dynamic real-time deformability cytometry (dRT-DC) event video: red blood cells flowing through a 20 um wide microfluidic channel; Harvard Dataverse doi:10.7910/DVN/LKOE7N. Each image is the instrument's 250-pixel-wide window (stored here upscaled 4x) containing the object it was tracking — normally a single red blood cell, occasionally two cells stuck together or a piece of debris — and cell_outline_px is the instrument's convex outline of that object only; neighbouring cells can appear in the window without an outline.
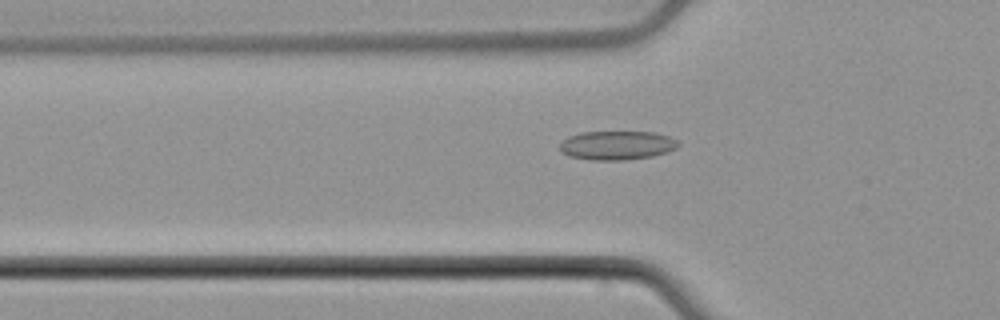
{"species": "common noctule bat (a hibernating species)", "species_latin": "Nyctalus noctula", "temperature_condition": "cold", "stored_images_in_passage": 54, "camera_frame_rate_fps": 3000, "um_per_image_px": 0.085, "animal": {"sex": "male", "body_mass_g": 21.5, "forearm_length_mm": 52.0}, "frame": {"image": 1, "passage_image": 18, "time_ms": 5.667, "image_size_px": [1000, 320], "cell_outline_px": [[680, 144], [676, 148], [668, 152], [652, 156], [624, 160], [592, 160], [568, 156], [560, 152], [560, 144], [568, 136], [580, 132], [656, 132], [668, 136], [676, 140]], "centroid_in_image_um": [52.43, 12.35], "position_along_channel_um": 73.4, "area_um2": 20.06}}
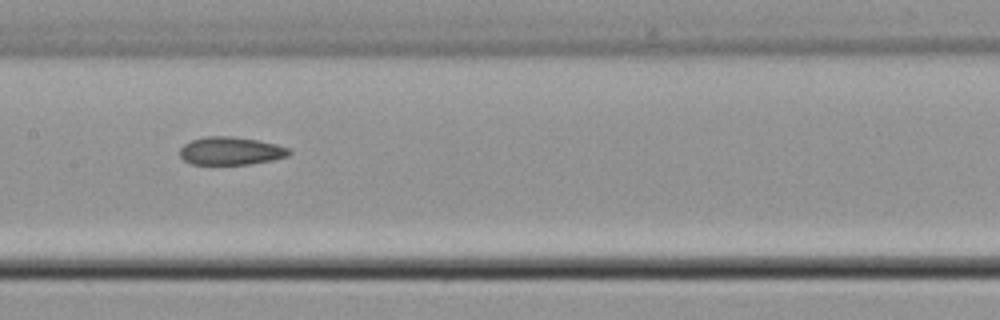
{"frame": {"image": 2, "passage_image": 27, "time_ms": 8.667, "image_size_px": [1000, 320], "cell_outline_px": [[292, 152], [288, 156], [272, 160], [248, 164], [192, 164], [184, 160], [180, 156], [180, 148], [184, 144], [192, 140], [204, 136], [232, 136], [256, 140], [276, 144], [288, 148]], "centroid_in_image_um": [19.6, 12.82], "position_along_channel_um": 187.8, "area_um2": 17.74}}
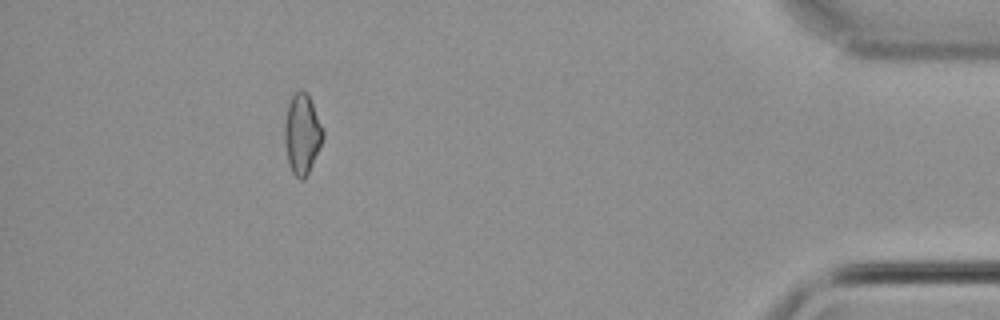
{"frame": {"image": 3, "passage_image": 49, "time_ms": 16.0, "image_size_px": [1000, 320], "cell_outline_px": [[324, 136], [308, 172], [304, 180], [300, 180], [292, 172], [288, 160], [284, 140], [284, 124], [288, 104], [292, 96], [300, 88], [308, 92], [324, 132]], "centroid_in_image_um": [25.66, 11.34], "position_along_channel_um": 409.5, "area_um2": 17.74}, "authors_computed_cell_mechanics": {"area_um2": 18.5249, "velocity_mm_per_s": 3.8028, "shape_relaxation_time_tau1_ms": null, "shape_relaxation_time_tau2_ms": 5.5526, "deformation_change_tau1": null, "deformation_change_tau2": 0.12}}